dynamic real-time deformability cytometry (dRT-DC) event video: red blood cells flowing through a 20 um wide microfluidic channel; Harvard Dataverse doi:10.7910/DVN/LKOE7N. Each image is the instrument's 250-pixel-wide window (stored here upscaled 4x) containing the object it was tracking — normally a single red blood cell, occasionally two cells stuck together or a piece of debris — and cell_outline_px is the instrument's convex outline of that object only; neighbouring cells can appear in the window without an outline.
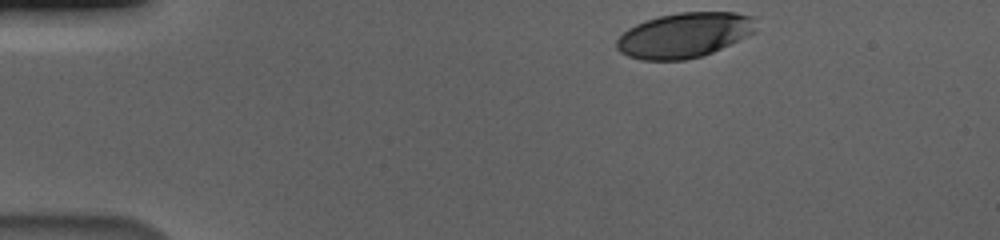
{"species": "human", "species_latin": "Homo sapiens", "temperature_condition": "cold", "stored_images_in_passage": 40, "camera_frame_rate_fps": 3000, "um_per_image_px": 0.085, "donor": {"sex": "male"}, "frame": {"image": 1, "passage_image": 1, "time_ms": 0.0, "image_size_px": [1000, 240], "cell_outline_px": [[756, 32], [748, 36], [712, 52], [700, 56], [684, 60], [640, 60], [628, 56], [620, 52], [616, 48], [616, 40], [628, 28], [644, 20], [660, 16], [680, 12], [736, 12], [756, 16]], "centroid_in_image_um": [58.19, 2.98], "position_along_channel_um": 26.8, "area_um2": 36.76}}
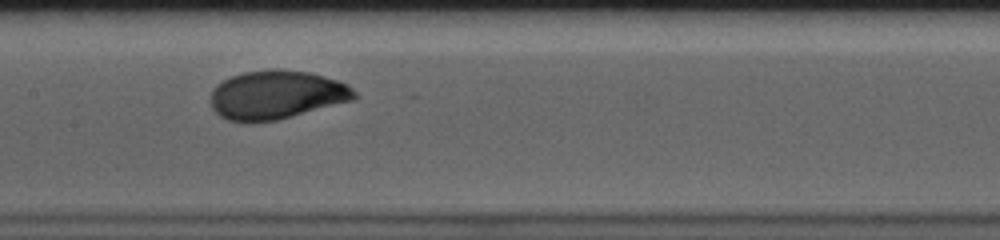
{"frame": {"image": 2, "passage_image": 21, "time_ms": 6.667, "image_size_px": [1000, 240], "cell_outline_px": [[356, 96], [352, 100], [292, 116], [276, 120], [248, 124], [228, 120], [220, 116], [212, 108], [212, 92], [216, 84], [232, 76], [244, 72], [276, 68], [308, 72], [324, 76], [348, 84], [356, 92]], "centroid_in_image_um": [23.48, 8.07], "position_along_channel_um": 183.9, "area_um2": 40.81}}
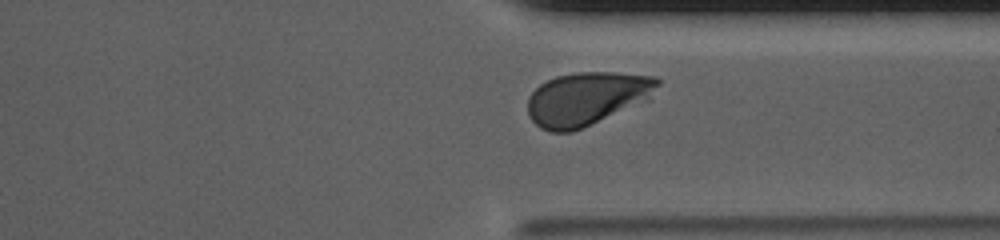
{"frame": {"image": 3, "passage_image": 36, "time_ms": 11.667, "image_size_px": [1000, 240], "cell_outline_px": [[660, 84], [648, 100], [572, 132], [548, 132], [540, 128], [528, 116], [528, 96], [540, 84], [556, 76], [576, 72], [616, 72], [656, 76], [660, 80]], "centroid_in_image_um": [49.87, 8.37], "position_along_channel_um": 361.5, "area_um2": 40.46}, "authors_computed_cell_mechanics": {"area_um2": 40.0843, "velocity_mm_per_s": 3.549, "shape_relaxation_time_tau1_ms": 2.3314, "shape_relaxation_time_tau2_ms": null, "deformation_change_tau1": 0.1361, "deformation_change_tau2": null}}